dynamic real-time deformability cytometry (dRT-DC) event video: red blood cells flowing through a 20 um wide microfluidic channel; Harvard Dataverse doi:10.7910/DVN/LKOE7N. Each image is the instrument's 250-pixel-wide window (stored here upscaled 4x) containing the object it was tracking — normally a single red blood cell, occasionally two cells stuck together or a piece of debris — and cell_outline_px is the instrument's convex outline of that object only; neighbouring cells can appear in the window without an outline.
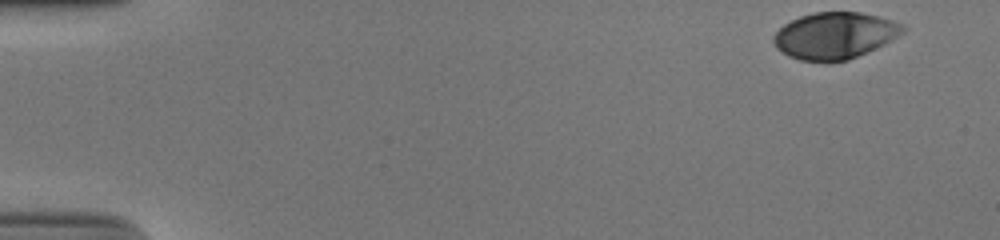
{"species": "human", "species_latin": "Homo sapiens", "temperature_condition": "cold", "stored_images_in_passage": 43, "camera_frame_rate_fps": 3000, "um_per_image_px": 0.085, "donor": {"sex": "male"}, "frame": {"image": 1, "passage_image": 1, "time_ms": 0.0, "image_size_px": [1000, 240], "cell_outline_px": [[908, 28], [904, 32], [884, 44], [868, 52], [848, 60], [800, 60], [788, 56], [776, 48], [772, 40], [772, 36], [784, 24], [800, 16], [812, 12], [860, 12], [880, 16], [904, 24]], "centroid_in_image_um": [70.97, 3.0], "position_along_channel_um": 14.0, "area_um2": 35.08}}
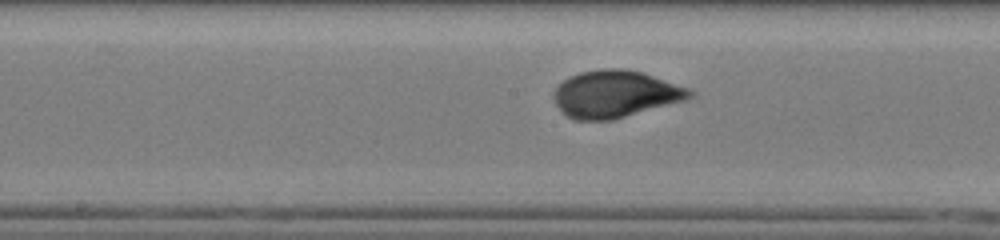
{"frame": {"image": 2, "passage_image": 26, "time_ms": 8.333, "image_size_px": [1000, 240], "cell_outline_px": [[696, 96], [688, 100], [612, 120], [576, 120], [568, 116], [556, 104], [552, 96], [552, 92], [568, 76], [580, 72], [600, 68], [620, 68], [644, 72], [692, 88], [696, 92]], "centroid_in_image_um": [52.38, 7.98], "position_along_channel_um": 195.8, "area_um2": 37.97}}
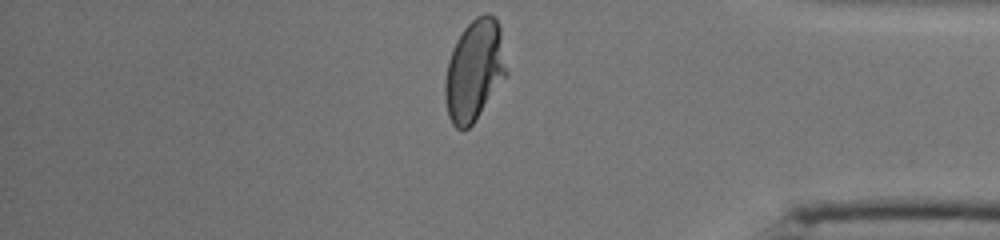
{"frame": {"image": 3, "passage_image": 43, "time_ms": 14.0, "image_size_px": [1000, 240], "cell_outline_px": [[508, 76], [472, 124], [464, 132], [460, 132], [452, 124], [448, 116], [444, 96], [444, 80], [448, 60], [452, 48], [456, 40], [464, 28], [476, 16], [484, 12], [488, 12], [496, 20], [500, 28], [508, 72]], "centroid_in_image_um": [40.32, 6.01], "position_along_channel_um": 394.9, "area_um2": 36.76}, "authors_computed_cell_mechanics": {"area_um2": 36.0672, "velocity_mm_per_s": 3.8931, "shape_relaxation_time_tau1_ms": 4.7574, "shape_relaxation_time_tau2_ms": null, "deformation_change_tau1": 0.205, "deformation_change_tau2": null}}